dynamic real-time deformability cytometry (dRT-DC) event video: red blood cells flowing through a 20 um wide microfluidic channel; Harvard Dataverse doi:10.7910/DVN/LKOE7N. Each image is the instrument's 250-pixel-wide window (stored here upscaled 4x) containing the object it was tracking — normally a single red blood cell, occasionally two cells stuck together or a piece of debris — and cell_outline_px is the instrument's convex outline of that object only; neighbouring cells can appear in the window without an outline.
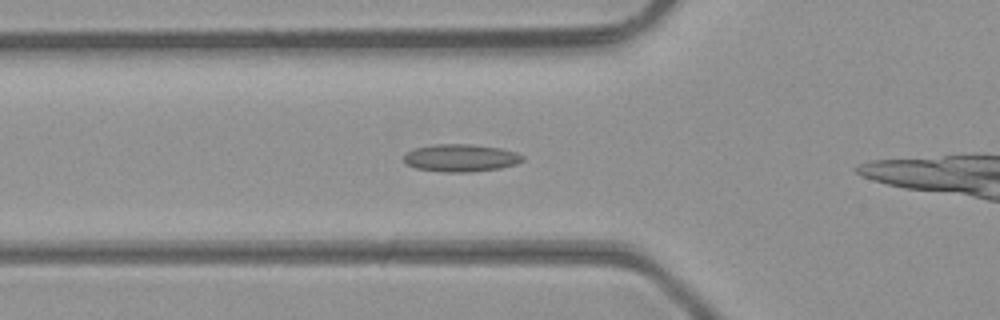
{"species": "common noctule bat (a hibernating species)", "species_latin": "Nyctalus noctula", "temperature_condition": "room temperature", "stored_images_in_passage": 14, "camera_frame_rate_fps": 3000, "um_per_image_px": 0.085, "animal": {"sex": "male", "body_mass_g": 23.1, "forearm_length_mm": 52.7}, "frame": {"image": 1, "passage_image": 7, "time_ms": 2.0, "image_size_px": [1000, 320], "cell_outline_px": [[524, 160], [516, 164], [500, 168], [464, 172], [444, 172], [416, 168], [408, 164], [404, 160], [404, 156], [412, 148], [432, 144], [472, 144], [500, 148], [516, 152], [524, 156]], "centroid_in_image_um": [39.17, 13.41], "position_along_channel_um": 86.6, "area_um2": 19.02}}
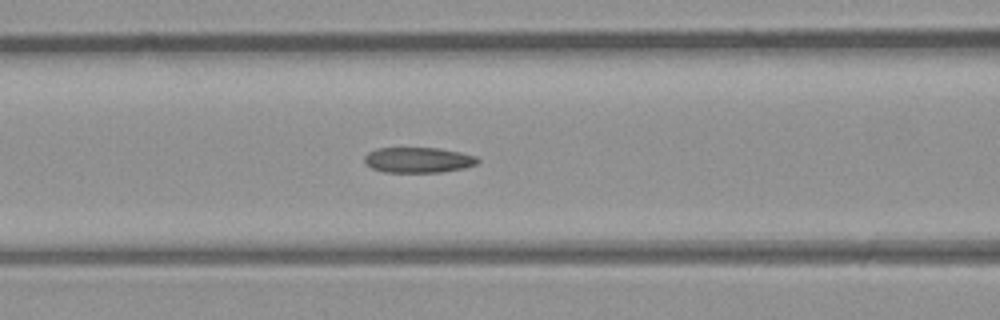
{"frame": {"image": 2, "passage_image": 10, "time_ms": 3.0, "image_size_px": [1000, 320], "cell_outline_px": [[480, 160], [476, 164], [464, 168], [440, 172], [384, 172], [372, 168], [364, 160], [364, 156], [368, 152], [376, 148], [440, 148], [460, 152], [476, 156]], "centroid_in_image_um": [35.55, 13.59], "position_along_channel_um": 131.0, "area_um2": 16.76}}